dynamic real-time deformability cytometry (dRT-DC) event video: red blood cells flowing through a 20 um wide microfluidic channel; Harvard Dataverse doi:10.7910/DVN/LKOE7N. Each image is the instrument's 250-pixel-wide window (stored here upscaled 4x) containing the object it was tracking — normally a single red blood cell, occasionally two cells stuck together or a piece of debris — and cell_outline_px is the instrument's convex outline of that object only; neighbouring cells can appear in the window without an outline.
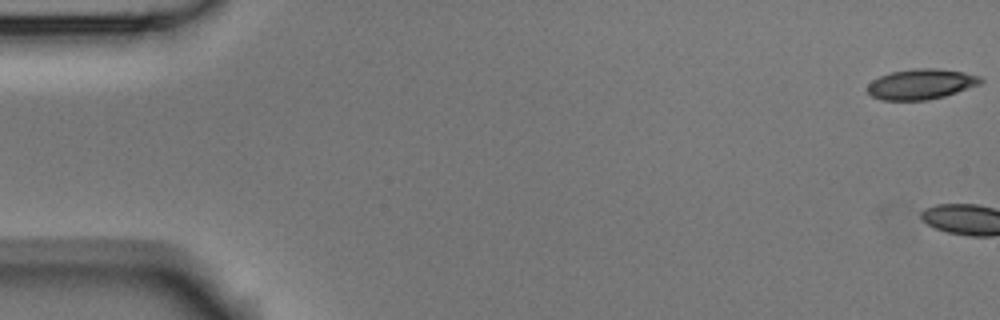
{"species": "Egyptian fruit bat (a non-hibernating species)", "species_latin": "Rousettus aegyptiacus", "temperature_condition": "room temperature", "stored_images_in_passage": 4, "camera_frame_rate_fps": 3000, "um_per_image_px": 0.085, "animal": {"sex": "male"}, "frame": {"image": 1, "passage_image": 1, "time_ms": 0.0, "image_size_px": [1000, 320], "cell_outline_px": [[984, 80], [980, 84], [944, 96], [928, 100], [880, 100], [872, 96], [868, 92], [868, 84], [872, 80], [880, 76], [892, 72], [912, 68], [936, 68], [964, 72], [980, 76]], "centroid_in_image_um": [78.29, 7.14], "position_along_channel_um": 6.7, "area_um2": 20.0}}